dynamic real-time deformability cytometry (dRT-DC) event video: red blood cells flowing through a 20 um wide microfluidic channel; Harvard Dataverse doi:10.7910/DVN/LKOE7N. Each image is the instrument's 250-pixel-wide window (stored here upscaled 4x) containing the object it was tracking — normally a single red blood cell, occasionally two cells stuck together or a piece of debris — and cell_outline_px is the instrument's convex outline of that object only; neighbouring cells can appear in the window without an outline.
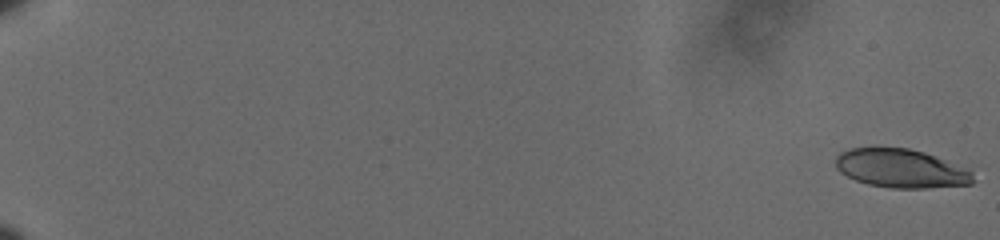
{"species": "human", "species_latin": "Homo sapiens", "temperature_condition": "cold", "stored_images_in_passage": 60, "camera_frame_rate_fps": 3000, "um_per_image_px": 0.085, "donor": {"sex": "male"}, "frame": {"image": 1, "passage_image": 1, "time_ms": 0.0, "image_size_px": [1000, 240], "cell_outline_px": [[976, 180], [972, 184], [928, 188], [892, 188], [868, 184], [856, 180], [840, 172], [836, 168], [836, 156], [840, 152], [848, 148], [872, 144], [876, 144], [908, 148], [924, 152], [972, 168]], "centroid_in_image_um": [76.61, 14.27], "position_along_channel_um": 8.4, "area_um2": 32.37}}
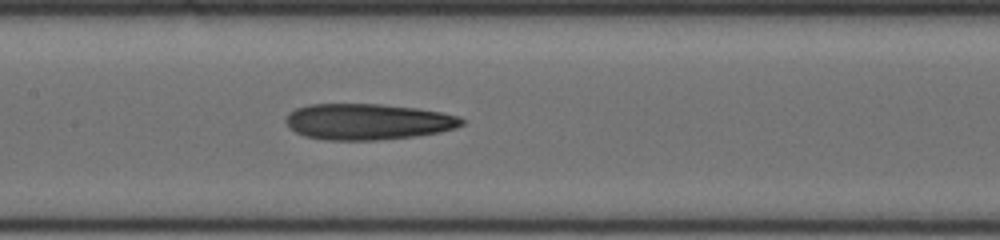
{"frame": {"image": 2, "passage_image": 34, "time_ms": 11.0, "image_size_px": [1000, 240], "cell_outline_px": [[464, 124], [456, 128], [440, 132], [416, 136], [376, 140], [324, 140], [304, 136], [288, 128], [284, 120], [288, 112], [296, 108], [312, 104], [380, 104], [416, 108], [440, 112], [460, 116], [464, 120]], "centroid_in_image_um": [31.24, 10.35], "position_along_channel_um": 176.2, "area_um2": 37.22}}
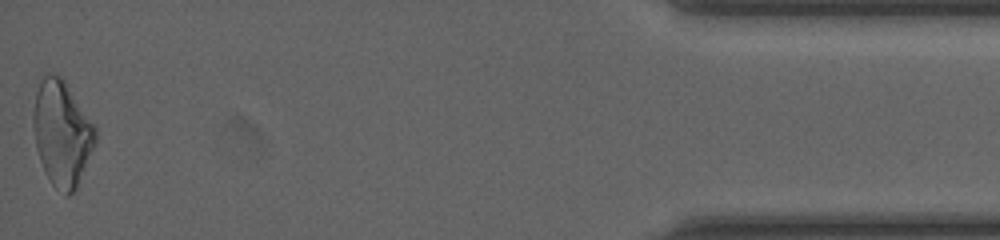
{"frame": {"image": 3, "passage_image": 60, "time_ms": 19.667, "image_size_px": [1000, 240], "cell_outline_px": [[96, 144], [76, 188], [68, 196], [64, 196], [52, 184], [44, 172], [36, 148], [32, 124], [32, 112], [36, 92], [44, 72], [48, 72], [60, 76], [64, 80], [96, 124]], "centroid_in_image_um": [5.27, 11.31], "position_along_channel_um": 429.9, "area_um2": 38.67}, "authors_computed_cell_mechanics": {"area_um2": 35.7204, "velocity_mm_per_s": 3.6189, "shape_relaxation_time_tau1_ms": null, "shape_relaxation_time_tau2_ms": 10.3454, "deformation_change_tau1": null, "deformation_change_tau2": 0.2611}}